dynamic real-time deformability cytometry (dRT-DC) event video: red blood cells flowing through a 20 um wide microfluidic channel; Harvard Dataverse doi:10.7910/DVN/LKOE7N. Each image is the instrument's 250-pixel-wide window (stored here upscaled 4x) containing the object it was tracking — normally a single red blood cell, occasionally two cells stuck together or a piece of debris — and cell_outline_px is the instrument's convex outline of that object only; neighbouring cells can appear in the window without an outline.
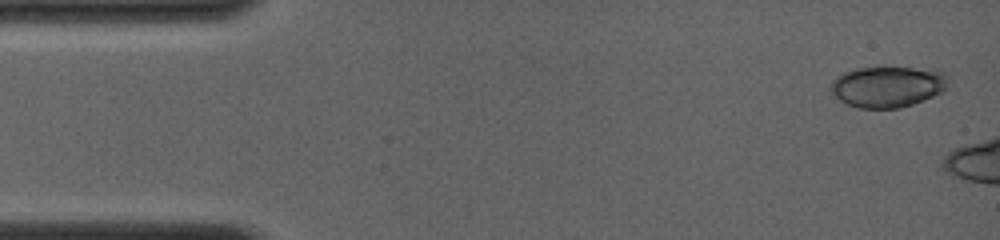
{"species": "common noctule bat (a hibernating species)", "species_latin": "Nyctalus noctula", "temperature_condition": "room temperature", "stored_images_in_passage": 4, "camera_frame_rate_fps": 4000, "um_per_image_px": 0.085, "animal": {"sex": "female", "body_mass_g": 19.0, "forearm_length_mm": 56.7}, "frame": {"image": 1, "passage_image": 1, "time_ms": 0.0, "image_size_px": [1000, 240], "cell_outline_px": [[944, 88], [940, 92], [932, 96], [912, 104], [900, 108], [860, 108], [848, 104], [840, 100], [828, 88], [832, 80], [844, 72], [856, 68], [912, 68], [944, 76]], "centroid_in_image_um": [75.28, 7.4], "position_along_channel_um": 9.7, "area_um2": 26.88}}